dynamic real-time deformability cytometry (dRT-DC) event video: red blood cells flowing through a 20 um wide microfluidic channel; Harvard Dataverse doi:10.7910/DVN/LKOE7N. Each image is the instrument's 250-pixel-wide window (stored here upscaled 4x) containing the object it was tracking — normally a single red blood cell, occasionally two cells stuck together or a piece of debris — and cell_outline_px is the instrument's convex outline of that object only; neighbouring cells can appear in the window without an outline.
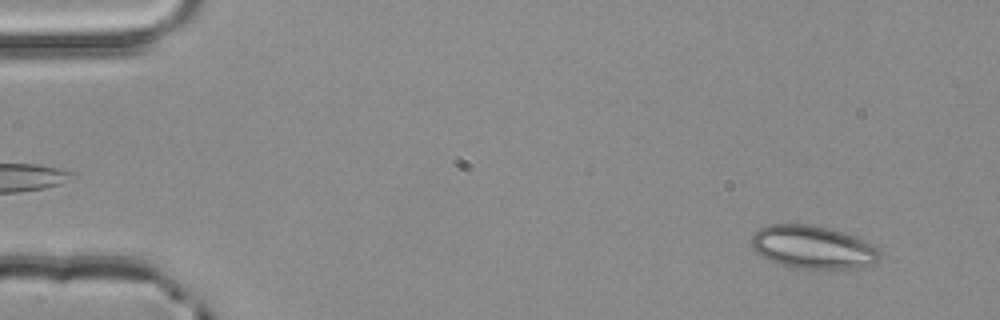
{"species": "common noctule bat (a hibernating species)", "species_latin": "Nyctalus noctula", "temperature_condition": "room temperature", "stored_images_in_passage": 3, "segment_of_instrument_passage": [2, 2], "camera_frame_rate_fps": 3000, "um_per_image_px": 0.085, "animal": {"sex": "male", "body_mass_g": 20.4}, "frame": {"image": 1, "passage_image": 3, "time_ms": 0.667, "image_size_px": [1000, 320], "cell_outline_px": [[880, 260], [872, 264], [856, 268], [792, 268], [768, 260], [760, 256], [752, 248], [752, 236], [760, 228], [768, 224], [812, 224], [828, 228], [856, 236], [880, 248]], "centroid_in_image_um": [69.1, 21.0], "position_along_channel_um": 15.9, "area_um2": 32.37}}